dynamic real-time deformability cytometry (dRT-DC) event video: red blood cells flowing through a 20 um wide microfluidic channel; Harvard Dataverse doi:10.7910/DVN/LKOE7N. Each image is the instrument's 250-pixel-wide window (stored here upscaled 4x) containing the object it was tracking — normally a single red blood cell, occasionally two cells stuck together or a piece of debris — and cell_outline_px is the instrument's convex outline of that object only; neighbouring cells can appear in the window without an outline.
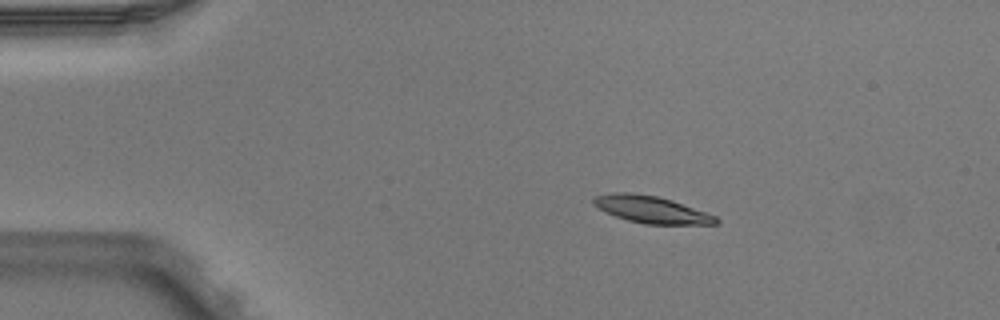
{"species": "Egyptian fruit bat (a non-hibernating species)", "species_latin": "Rousettus aegyptiacus", "temperature_condition": "warm", "stored_images_in_passage": 4, "camera_frame_rate_fps": 3000, "um_per_image_px": 0.085, "animal": {"sex": "male"}, "frame": {"image": 1, "passage_image": 1, "time_ms": 0.0, "image_size_px": [1000, 320], "cell_outline_px": [[720, 224], [644, 224], [628, 220], [604, 212], [592, 204], [592, 200], [596, 196], [612, 192], [632, 192], [656, 196], [672, 200], [716, 216], [720, 220]], "centroid_in_image_um": [55.35, 17.81], "position_along_channel_um": 29.7, "area_um2": 19.31}}
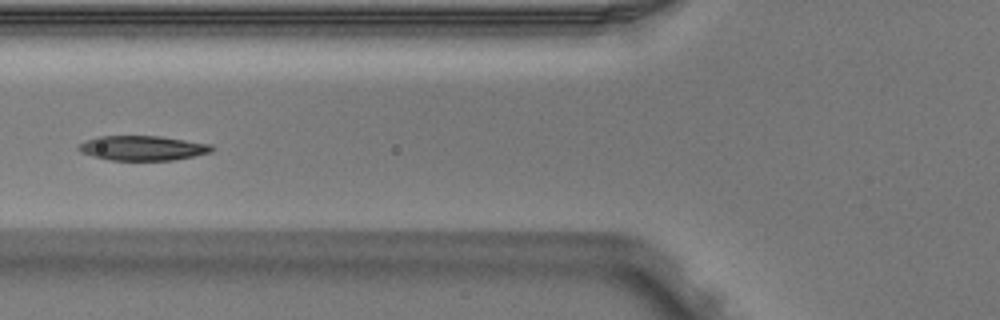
{"frame": {"image": 2, "passage_image": 4, "time_ms": 1.0, "image_size_px": [1000, 320], "cell_outline_px": [[216, 148], [212, 152], [172, 160], [112, 160], [92, 156], [80, 152], [76, 148], [84, 140], [96, 136], [160, 136], [212, 144]], "centroid_in_image_um": [12.11, 12.58], "position_along_channel_um": 113.7, "area_um2": 19.31}}